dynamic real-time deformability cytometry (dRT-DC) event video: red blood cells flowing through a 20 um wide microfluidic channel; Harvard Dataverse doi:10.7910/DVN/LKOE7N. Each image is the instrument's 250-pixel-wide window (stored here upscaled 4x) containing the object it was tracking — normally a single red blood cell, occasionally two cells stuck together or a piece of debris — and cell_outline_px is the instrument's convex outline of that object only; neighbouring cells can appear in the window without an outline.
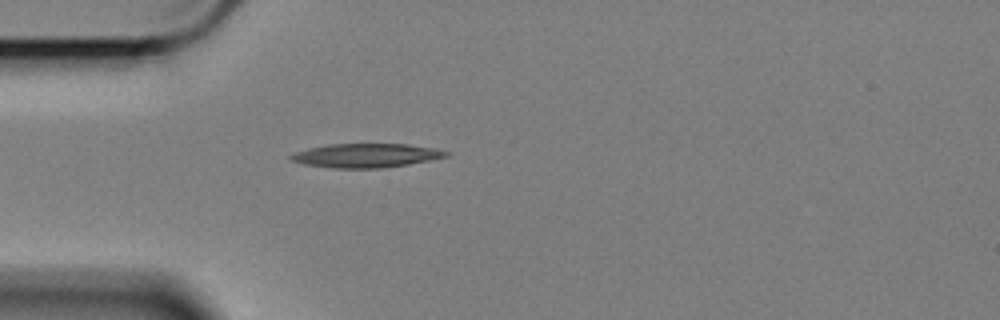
{"species": "Egyptian fruit bat (a non-hibernating species)", "species_latin": "Rousettus aegyptiacus", "temperature_condition": "cold", "stored_images_in_passage": 23, "camera_frame_rate_fps": 3000, "um_per_image_px": 0.085, "animal": {"sex": "female"}, "frame": {"image": 1, "passage_image": 1, "time_ms": 0.0, "image_size_px": [1000, 320], "cell_outline_px": [[448, 156], [408, 164], [384, 168], [332, 168], [304, 164], [292, 160], [288, 156], [296, 152], [312, 148], [332, 144], [404, 144], [432, 148], [448, 152]], "centroid_in_image_um": [31.1, 13.23], "position_along_channel_um": 53.9, "area_um2": 21.21}}
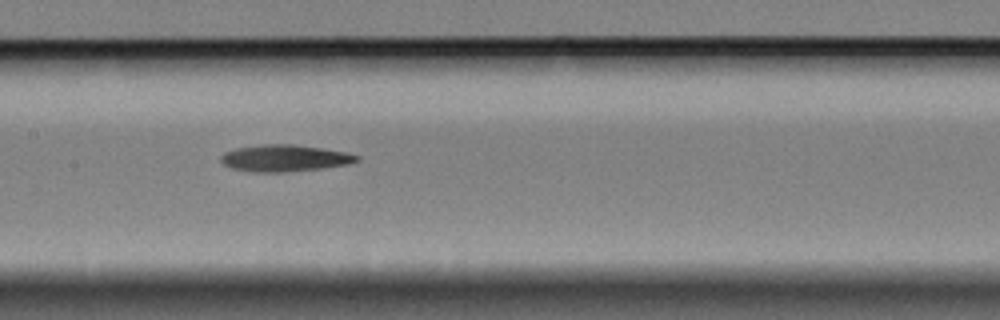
{"frame": {"image": 2, "passage_image": 13, "time_ms": 4.0, "image_size_px": [1000, 320], "cell_outline_px": [[360, 160], [348, 164], [320, 168], [284, 172], [252, 172], [232, 168], [224, 164], [220, 160], [220, 156], [224, 152], [236, 148], [264, 144], [292, 144], [320, 148], [344, 152], [360, 156]], "centroid_in_image_um": [24.16, 13.44], "position_along_channel_um": 183.2, "area_um2": 20.98}}
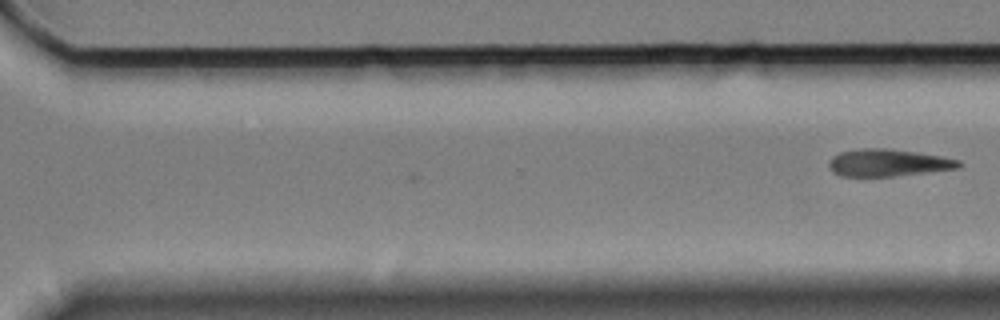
{"frame": {"image": 3, "passage_image": 23, "time_ms": 7.333, "image_size_px": [1000, 320], "cell_outline_px": [[960, 164], [956, 168], [892, 176], [840, 176], [832, 172], [828, 164], [832, 156], [840, 152], [860, 148], [884, 148], [940, 156], [960, 160]], "centroid_in_image_um": [75.39, 13.83], "position_along_channel_um": 295.2, "area_um2": 20.17}}